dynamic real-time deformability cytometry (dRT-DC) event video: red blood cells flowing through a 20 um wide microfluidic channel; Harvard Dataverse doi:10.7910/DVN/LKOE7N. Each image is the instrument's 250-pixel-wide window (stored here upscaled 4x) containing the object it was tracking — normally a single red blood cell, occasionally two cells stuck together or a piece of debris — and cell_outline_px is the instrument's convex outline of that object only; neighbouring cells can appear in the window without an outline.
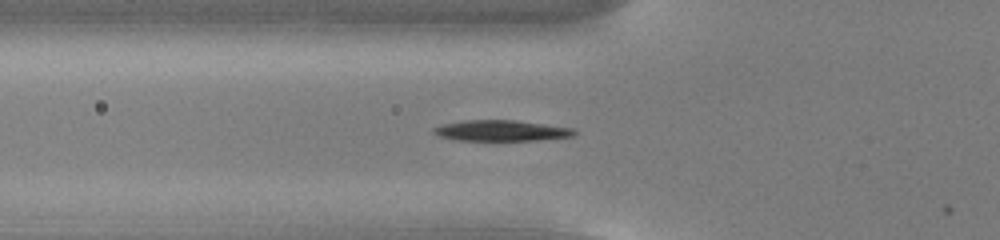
{"species": "common noctule bat (a hibernating species)", "species_latin": "Nyctalus noctula", "temperature_condition": "cold", "stored_images_in_passage": 18, "camera_frame_rate_fps": 3000, "um_per_image_px": 0.085, "animal": {"sex": "male", "body_mass_g": 13.0, "forearm_length_mm": 53.1}, "frame": {"image": 1, "passage_image": 17, "time_ms": 5.333, "image_size_px": [1000, 240], "cell_outline_px": [[576, 132], [572, 136], [536, 140], [456, 140], [440, 136], [432, 132], [432, 128], [444, 124], [464, 120], [516, 120], [572, 128]], "centroid_in_image_um": [42.57, 11.1], "position_along_channel_um": 83.2, "area_um2": 16.82}}